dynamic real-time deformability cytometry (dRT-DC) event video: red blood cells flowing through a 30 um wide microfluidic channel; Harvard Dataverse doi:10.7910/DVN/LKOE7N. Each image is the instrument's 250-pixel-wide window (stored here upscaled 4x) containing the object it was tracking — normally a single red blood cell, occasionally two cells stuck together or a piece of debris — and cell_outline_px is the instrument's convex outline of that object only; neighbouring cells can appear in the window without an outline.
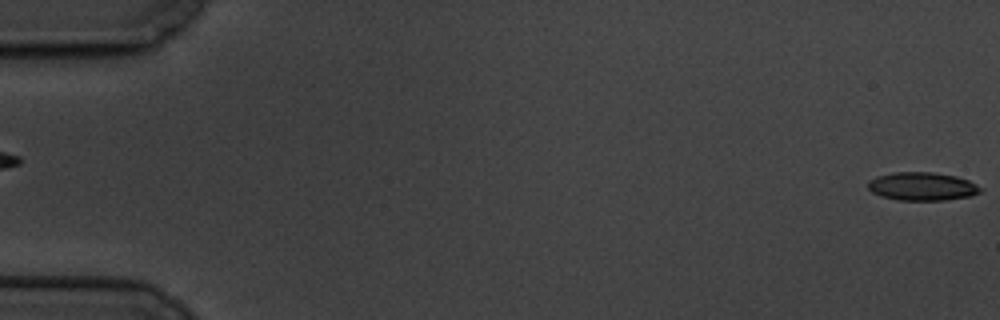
{"species": "common noctule bat (a hibernating species)", "species_latin": "Nyctalus noctula", "temperature_condition": "cold", "stored_images_in_passage": 5, "segment_of_instrument_passage": [2, 2], "camera_frame_rate_fps": 3000, "um_per_image_px": 0.085, "animal": {"sex": "male", "body_mass_g": 19.5, "forearm_length_mm": 54.6}, "frame": {"image": 1, "passage_image": 5, "time_ms": 4.667, "image_size_px": [1000, 320], "cell_outline_px": [[984, 188], [980, 192], [972, 196], [944, 200], [896, 200], [880, 196], [872, 192], [868, 188], [868, 180], [876, 176], [892, 172], [932, 172], [956, 176], [968, 180]], "centroid_in_image_um": [78.38, 15.84], "position_along_channel_um": 6.6, "area_um2": 18.73}}